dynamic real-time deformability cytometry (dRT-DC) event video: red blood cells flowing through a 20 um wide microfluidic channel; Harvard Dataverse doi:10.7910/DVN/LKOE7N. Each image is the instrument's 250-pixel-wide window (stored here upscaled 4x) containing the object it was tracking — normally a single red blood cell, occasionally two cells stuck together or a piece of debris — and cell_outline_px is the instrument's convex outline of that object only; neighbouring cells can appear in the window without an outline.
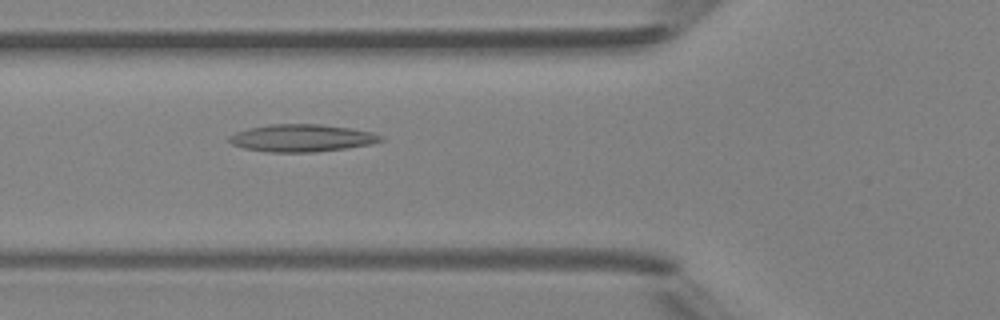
{"species": "Egyptian fruit bat (a non-hibernating species)", "species_latin": "Rousettus aegyptiacus", "temperature_condition": "room temperature", "stored_images_in_passage": 2, "camera_frame_rate_fps": 3000, "um_per_image_px": 0.085, "animal": {"sex": "female"}, "frame": {"image": 1, "passage_image": 2, "time_ms": 2.333, "image_size_px": [1000, 320], "cell_outline_px": [[384, 140], [368, 144], [348, 148], [316, 152], [268, 152], [244, 148], [232, 144], [228, 140], [228, 136], [236, 132], [248, 128], [272, 124], [320, 124], [352, 128], [372, 132], [384, 136]], "centroid_in_image_um": [25.66, 11.73], "position_along_channel_um": 100.1, "area_um2": 24.28}}